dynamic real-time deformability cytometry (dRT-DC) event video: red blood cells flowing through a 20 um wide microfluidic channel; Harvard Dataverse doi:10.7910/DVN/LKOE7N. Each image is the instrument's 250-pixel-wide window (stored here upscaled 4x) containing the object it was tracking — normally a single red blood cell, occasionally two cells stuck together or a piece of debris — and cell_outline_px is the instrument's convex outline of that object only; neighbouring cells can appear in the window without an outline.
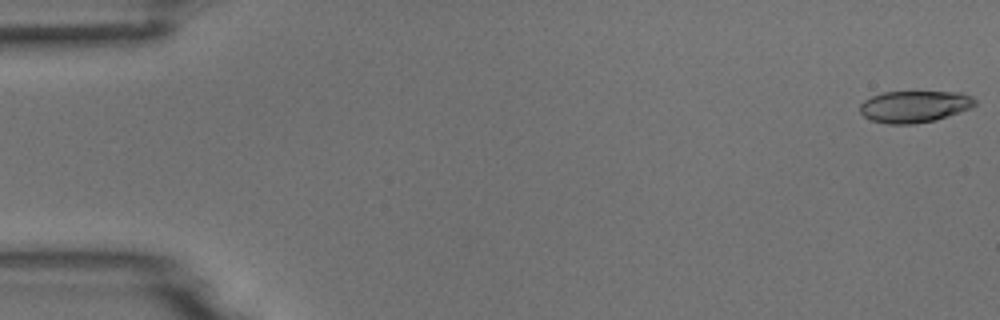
{"species": "common noctule bat (a hibernating species)", "species_latin": "Nyctalus noctula", "temperature_condition": "room temperature", "stored_images_in_passage": 53, "camera_frame_rate_fps": 3000, "um_per_image_px": 0.085, "animal": {"sex": "male", "body_mass_g": 18.8}, "frame": {"image": 1, "passage_image": 1, "time_ms": 0.0, "image_size_px": [1000, 320], "cell_outline_px": [[976, 104], [972, 108], [936, 120], [912, 124], [888, 124], [872, 120], [864, 116], [860, 112], [860, 104], [864, 100], [872, 96], [884, 92], [960, 92], [972, 96], [976, 100]], "centroid_in_image_um": [77.75, 9.05], "position_along_channel_um": 7.2, "area_um2": 21.33}}
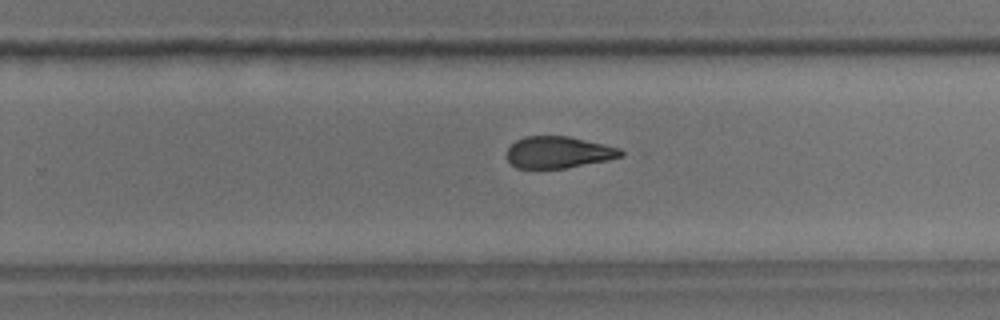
{"frame": {"image": 2, "passage_image": 34, "time_ms": 11.0, "image_size_px": [1000, 320], "cell_outline_px": [[624, 156], [608, 160], [564, 168], [516, 168], [508, 160], [508, 148], [516, 140], [524, 136], [568, 136], [604, 144], [620, 148], [624, 152]], "centroid_in_image_um": [47.49, 12.94], "position_along_channel_um": 282.3, "area_um2": 20.98}}
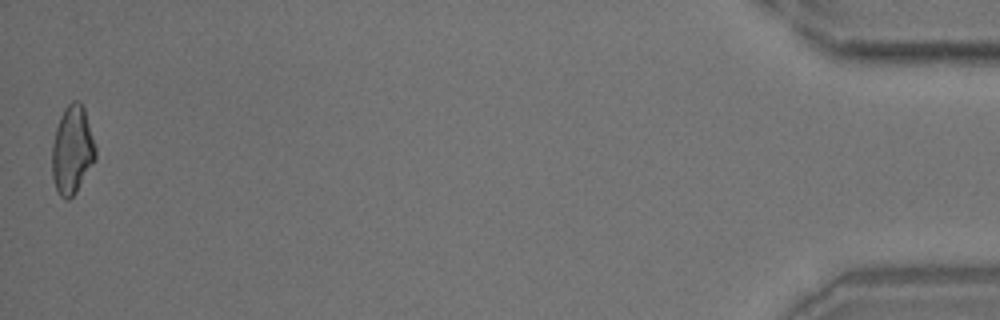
{"frame": {"image": 3, "passage_image": 53, "time_ms": 17.333, "image_size_px": [1000, 320], "cell_outline_px": [[96, 160], [76, 192], [68, 200], [64, 200], [56, 192], [52, 176], [52, 144], [56, 128], [60, 116], [64, 108], [72, 100], [80, 100], [84, 108], [96, 148]], "centroid_in_image_um": [6.13, 12.77], "position_along_channel_um": 429.1, "area_um2": 22.6}}